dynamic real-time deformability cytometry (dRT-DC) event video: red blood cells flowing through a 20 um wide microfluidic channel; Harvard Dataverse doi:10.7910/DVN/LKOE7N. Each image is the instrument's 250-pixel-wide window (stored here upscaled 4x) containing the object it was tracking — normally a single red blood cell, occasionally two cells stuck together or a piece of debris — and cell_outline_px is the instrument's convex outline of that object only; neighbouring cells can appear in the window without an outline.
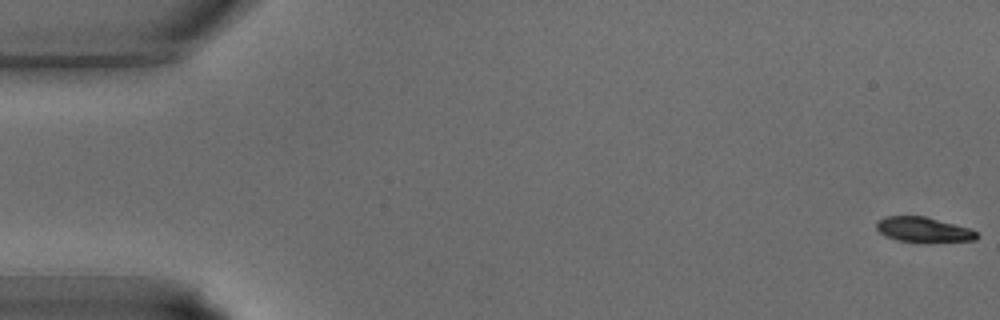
{"species": "common noctule bat (a hibernating species)", "species_latin": "Nyctalus noctula", "temperature_condition": "warm", "stored_images_in_passage": 8, "camera_frame_rate_fps": 3000, "um_per_image_px": 0.085, "animal": {"sex": "male", "body_mass_g": 15.6}, "frame": {"image": 1, "passage_image": 1, "time_ms": 0.0, "image_size_px": [1000, 320], "cell_outline_px": [[980, 236], [976, 240], [916, 244], [896, 240], [884, 236], [876, 228], [876, 220], [884, 216], [924, 216], [968, 228], [976, 232]], "centroid_in_image_um": [78.45, 19.56], "position_along_channel_um": 6.5, "area_um2": 15.14}}